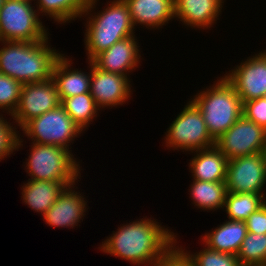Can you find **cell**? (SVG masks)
Here are the masks:
<instances>
[{
    "instance_id": "cb8c5ba5",
    "label": "cell",
    "mask_w": 266,
    "mask_h": 266,
    "mask_svg": "<svg viewBox=\"0 0 266 266\" xmlns=\"http://www.w3.org/2000/svg\"><path fill=\"white\" fill-rule=\"evenodd\" d=\"M266 203V197L257 193L227 192L223 211L228 220L246 221V219Z\"/></svg>"
},
{
    "instance_id": "52a82bcc",
    "label": "cell",
    "mask_w": 266,
    "mask_h": 266,
    "mask_svg": "<svg viewBox=\"0 0 266 266\" xmlns=\"http://www.w3.org/2000/svg\"><path fill=\"white\" fill-rule=\"evenodd\" d=\"M163 144L166 149L188 153L215 146V139L207 129L201 111L190 99L170 123Z\"/></svg>"
},
{
    "instance_id": "30bf717a",
    "label": "cell",
    "mask_w": 266,
    "mask_h": 266,
    "mask_svg": "<svg viewBox=\"0 0 266 266\" xmlns=\"http://www.w3.org/2000/svg\"><path fill=\"white\" fill-rule=\"evenodd\" d=\"M225 185L227 192L257 193L266 197V163L263 153L228 160Z\"/></svg>"
},
{
    "instance_id": "8fae6325",
    "label": "cell",
    "mask_w": 266,
    "mask_h": 266,
    "mask_svg": "<svg viewBox=\"0 0 266 266\" xmlns=\"http://www.w3.org/2000/svg\"><path fill=\"white\" fill-rule=\"evenodd\" d=\"M60 105L61 100L52 78L43 82L25 83L17 109L10 117L21 130L32 119Z\"/></svg>"
},
{
    "instance_id": "d590c367",
    "label": "cell",
    "mask_w": 266,
    "mask_h": 266,
    "mask_svg": "<svg viewBox=\"0 0 266 266\" xmlns=\"http://www.w3.org/2000/svg\"><path fill=\"white\" fill-rule=\"evenodd\" d=\"M11 1H27V0H11Z\"/></svg>"
},
{
    "instance_id": "d6986e66",
    "label": "cell",
    "mask_w": 266,
    "mask_h": 266,
    "mask_svg": "<svg viewBox=\"0 0 266 266\" xmlns=\"http://www.w3.org/2000/svg\"><path fill=\"white\" fill-rule=\"evenodd\" d=\"M188 167L195 180L220 182L226 180L228 158L216 147L191 151Z\"/></svg>"
},
{
    "instance_id": "9c48e42d",
    "label": "cell",
    "mask_w": 266,
    "mask_h": 266,
    "mask_svg": "<svg viewBox=\"0 0 266 266\" xmlns=\"http://www.w3.org/2000/svg\"><path fill=\"white\" fill-rule=\"evenodd\" d=\"M265 144L266 130L244 115L215 140V146L229 160L262 152Z\"/></svg>"
},
{
    "instance_id": "3957f363",
    "label": "cell",
    "mask_w": 266,
    "mask_h": 266,
    "mask_svg": "<svg viewBox=\"0 0 266 266\" xmlns=\"http://www.w3.org/2000/svg\"><path fill=\"white\" fill-rule=\"evenodd\" d=\"M49 38L37 42L0 41V73L22 84L52 78L53 67L63 53L50 45Z\"/></svg>"
},
{
    "instance_id": "7c38bea8",
    "label": "cell",
    "mask_w": 266,
    "mask_h": 266,
    "mask_svg": "<svg viewBox=\"0 0 266 266\" xmlns=\"http://www.w3.org/2000/svg\"><path fill=\"white\" fill-rule=\"evenodd\" d=\"M224 76L234 86L242 102L264 97L266 95V49L241 60Z\"/></svg>"
},
{
    "instance_id": "44dd1931",
    "label": "cell",
    "mask_w": 266,
    "mask_h": 266,
    "mask_svg": "<svg viewBox=\"0 0 266 266\" xmlns=\"http://www.w3.org/2000/svg\"><path fill=\"white\" fill-rule=\"evenodd\" d=\"M21 187V199L31 210L43 216L68 186L65 182L28 179Z\"/></svg>"
},
{
    "instance_id": "ffe728a7",
    "label": "cell",
    "mask_w": 266,
    "mask_h": 266,
    "mask_svg": "<svg viewBox=\"0 0 266 266\" xmlns=\"http://www.w3.org/2000/svg\"><path fill=\"white\" fill-rule=\"evenodd\" d=\"M247 232L244 221L226 219L225 222L217 225L212 231L202 234L200 239H202L201 243L209 249L237 255Z\"/></svg>"
},
{
    "instance_id": "4dcf8cb0",
    "label": "cell",
    "mask_w": 266,
    "mask_h": 266,
    "mask_svg": "<svg viewBox=\"0 0 266 266\" xmlns=\"http://www.w3.org/2000/svg\"><path fill=\"white\" fill-rule=\"evenodd\" d=\"M247 231L255 234H266V203L252 213L245 221Z\"/></svg>"
},
{
    "instance_id": "484cf974",
    "label": "cell",
    "mask_w": 266,
    "mask_h": 266,
    "mask_svg": "<svg viewBox=\"0 0 266 266\" xmlns=\"http://www.w3.org/2000/svg\"><path fill=\"white\" fill-rule=\"evenodd\" d=\"M176 249L192 266H242L238 256L230 253L214 251L203 244V249L196 252L187 251L186 247L176 241Z\"/></svg>"
},
{
    "instance_id": "d6a6232c",
    "label": "cell",
    "mask_w": 266,
    "mask_h": 266,
    "mask_svg": "<svg viewBox=\"0 0 266 266\" xmlns=\"http://www.w3.org/2000/svg\"><path fill=\"white\" fill-rule=\"evenodd\" d=\"M262 153H263V157H264V160H265V163H266V144H265V146L263 148Z\"/></svg>"
},
{
    "instance_id": "5bb4252c",
    "label": "cell",
    "mask_w": 266,
    "mask_h": 266,
    "mask_svg": "<svg viewBox=\"0 0 266 266\" xmlns=\"http://www.w3.org/2000/svg\"><path fill=\"white\" fill-rule=\"evenodd\" d=\"M75 185L77 184L66 186L55 203L42 216L48 226L67 229H78V225L80 226L79 223L83 221L89 206L84 193Z\"/></svg>"
},
{
    "instance_id": "7a4b0ae2",
    "label": "cell",
    "mask_w": 266,
    "mask_h": 266,
    "mask_svg": "<svg viewBox=\"0 0 266 266\" xmlns=\"http://www.w3.org/2000/svg\"><path fill=\"white\" fill-rule=\"evenodd\" d=\"M98 2L99 0H88L80 17L86 21L83 40L87 61H91L115 42L134 36L136 30L124 0H107L102 10L95 11Z\"/></svg>"
},
{
    "instance_id": "f546056e",
    "label": "cell",
    "mask_w": 266,
    "mask_h": 266,
    "mask_svg": "<svg viewBox=\"0 0 266 266\" xmlns=\"http://www.w3.org/2000/svg\"><path fill=\"white\" fill-rule=\"evenodd\" d=\"M243 115L266 130V98L243 102Z\"/></svg>"
},
{
    "instance_id": "f1b7e54d",
    "label": "cell",
    "mask_w": 266,
    "mask_h": 266,
    "mask_svg": "<svg viewBox=\"0 0 266 266\" xmlns=\"http://www.w3.org/2000/svg\"><path fill=\"white\" fill-rule=\"evenodd\" d=\"M23 84L0 73V111L11 116L17 109Z\"/></svg>"
},
{
    "instance_id": "836d02e7",
    "label": "cell",
    "mask_w": 266,
    "mask_h": 266,
    "mask_svg": "<svg viewBox=\"0 0 266 266\" xmlns=\"http://www.w3.org/2000/svg\"><path fill=\"white\" fill-rule=\"evenodd\" d=\"M3 1L4 0H0V8L2 7Z\"/></svg>"
},
{
    "instance_id": "5b68a950",
    "label": "cell",
    "mask_w": 266,
    "mask_h": 266,
    "mask_svg": "<svg viewBox=\"0 0 266 266\" xmlns=\"http://www.w3.org/2000/svg\"><path fill=\"white\" fill-rule=\"evenodd\" d=\"M24 169L28 176L38 181L65 182L68 186L78 184L81 171L78 158L66 148L57 145L32 143Z\"/></svg>"
},
{
    "instance_id": "277c9868",
    "label": "cell",
    "mask_w": 266,
    "mask_h": 266,
    "mask_svg": "<svg viewBox=\"0 0 266 266\" xmlns=\"http://www.w3.org/2000/svg\"><path fill=\"white\" fill-rule=\"evenodd\" d=\"M216 78L212 85L198 90L190 98L201 111L207 129L215 140L243 115V102L234 86L224 75Z\"/></svg>"
},
{
    "instance_id": "4fadbf2b",
    "label": "cell",
    "mask_w": 266,
    "mask_h": 266,
    "mask_svg": "<svg viewBox=\"0 0 266 266\" xmlns=\"http://www.w3.org/2000/svg\"><path fill=\"white\" fill-rule=\"evenodd\" d=\"M131 87L127 76L102 71L91 63L90 95L101 111L128 103L135 91Z\"/></svg>"
},
{
    "instance_id": "8992f818",
    "label": "cell",
    "mask_w": 266,
    "mask_h": 266,
    "mask_svg": "<svg viewBox=\"0 0 266 266\" xmlns=\"http://www.w3.org/2000/svg\"><path fill=\"white\" fill-rule=\"evenodd\" d=\"M32 2L3 1L0 8V41L37 42L51 35Z\"/></svg>"
},
{
    "instance_id": "6da1fadb",
    "label": "cell",
    "mask_w": 266,
    "mask_h": 266,
    "mask_svg": "<svg viewBox=\"0 0 266 266\" xmlns=\"http://www.w3.org/2000/svg\"><path fill=\"white\" fill-rule=\"evenodd\" d=\"M163 226L152 215L123 223L98 249L133 265L154 266L176 249L179 239L171 228Z\"/></svg>"
},
{
    "instance_id": "e575fe53",
    "label": "cell",
    "mask_w": 266,
    "mask_h": 266,
    "mask_svg": "<svg viewBox=\"0 0 266 266\" xmlns=\"http://www.w3.org/2000/svg\"><path fill=\"white\" fill-rule=\"evenodd\" d=\"M247 266H266V265H247Z\"/></svg>"
},
{
    "instance_id": "e0dca14e",
    "label": "cell",
    "mask_w": 266,
    "mask_h": 266,
    "mask_svg": "<svg viewBox=\"0 0 266 266\" xmlns=\"http://www.w3.org/2000/svg\"><path fill=\"white\" fill-rule=\"evenodd\" d=\"M129 8L135 29L142 26L150 30H162L175 19L174 0H124Z\"/></svg>"
},
{
    "instance_id": "ba28073f",
    "label": "cell",
    "mask_w": 266,
    "mask_h": 266,
    "mask_svg": "<svg viewBox=\"0 0 266 266\" xmlns=\"http://www.w3.org/2000/svg\"><path fill=\"white\" fill-rule=\"evenodd\" d=\"M21 131L32 143L57 145L71 152V144L83 134L61 105L32 119Z\"/></svg>"
},
{
    "instance_id": "603a6c76",
    "label": "cell",
    "mask_w": 266,
    "mask_h": 266,
    "mask_svg": "<svg viewBox=\"0 0 266 266\" xmlns=\"http://www.w3.org/2000/svg\"><path fill=\"white\" fill-rule=\"evenodd\" d=\"M38 15L49 17L56 25H66L80 19L88 0H33ZM36 1V2H35ZM44 15V16H43Z\"/></svg>"
},
{
    "instance_id": "7402d4cb",
    "label": "cell",
    "mask_w": 266,
    "mask_h": 266,
    "mask_svg": "<svg viewBox=\"0 0 266 266\" xmlns=\"http://www.w3.org/2000/svg\"><path fill=\"white\" fill-rule=\"evenodd\" d=\"M192 181L188 194L195 208L207 212L223 210L227 194L225 181L208 182L195 179Z\"/></svg>"
},
{
    "instance_id": "9a60e30c",
    "label": "cell",
    "mask_w": 266,
    "mask_h": 266,
    "mask_svg": "<svg viewBox=\"0 0 266 266\" xmlns=\"http://www.w3.org/2000/svg\"><path fill=\"white\" fill-rule=\"evenodd\" d=\"M137 39L134 35L115 42L110 48L97 54L91 63L102 71L119 73L129 78L142 62Z\"/></svg>"
},
{
    "instance_id": "83f0119b",
    "label": "cell",
    "mask_w": 266,
    "mask_h": 266,
    "mask_svg": "<svg viewBox=\"0 0 266 266\" xmlns=\"http://www.w3.org/2000/svg\"><path fill=\"white\" fill-rule=\"evenodd\" d=\"M5 114L0 112V162L10 157L14 151H19L24 147V136L19 133L18 127L12 118L9 120L3 117ZM12 120V122H10ZM23 137V138H22ZM10 155V156H9Z\"/></svg>"
},
{
    "instance_id": "ac0fdd59",
    "label": "cell",
    "mask_w": 266,
    "mask_h": 266,
    "mask_svg": "<svg viewBox=\"0 0 266 266\" xmlns=\"http://www.w3.org/2000/svg\"><path fill=\"white\" fill-rule=\"evenodd\" d=\"M65 55L66 54H62L58 58L52 72V79L55 82L60 100L90 93L91 61H87L88 69L90 70L85 72L81 70V68L80 70L78 68H73L72 57Z\"/></svg>"
},
{
    "instance_id": "d4e9b609",
    "label": "cell",
    "mask_w": 266,
    "mask_h": 266,
    "mask_svg": "<svg viewBox=\"0 0 266 266\" xmlns=\"http://www.w3.org/2000/svg\"><path fill=\"white\" fill-rule=\"evenodd\" d=\"M61 106L74 120V122L82 129L88 130L91 122L98 118L99 111H101L90 93L76 95L70 98H63Z\"/></svg>"
},
{
    "instance_id": "2e32d148",
    "label": "cell",
    "mask_w": 266,
    "mask_h": 266,
    "mask_svg": "<svg viewBox=\"0 0 266 266\" xmlns=\"http://www.w3.org/2000/svg\"><path fill=\"white\" fill-rule=\"evenodd\" d=\"M226 0H174L175 20L187 28L208 30L217 24ZM196 27V28H195Z\"/></svg>"
},
{
    "instance_id": "4316f807",
    "label": "cell",
    "mask_w": 266,
    "mask_h": 266,
    "mask_svg": "<svg viewBox=\"0 0 266 266\" xmlns=\"http://www.w3.org/2000/svg\"><path fill=\"white\" fill-rule=\"evenodd\" d=\"M237 256L242 266L266 265V234L247 232Z\"/></svg>"
},
{
    "instance_id": "1f68e13d",
    "label": "cell",
    "mask_w": 266,
    "mask_h": 266,
    "mask_svg": "<svg viewBox=\"0 0 266 266\" xmlns=\"http://www.w3.org/2000/svg\"><path fill=\"white\" fill-rule=\"evenodd\" d=\"M154 266H192L186 258L175 249L166 259Z\"/></svg>"
}]
</instances>
